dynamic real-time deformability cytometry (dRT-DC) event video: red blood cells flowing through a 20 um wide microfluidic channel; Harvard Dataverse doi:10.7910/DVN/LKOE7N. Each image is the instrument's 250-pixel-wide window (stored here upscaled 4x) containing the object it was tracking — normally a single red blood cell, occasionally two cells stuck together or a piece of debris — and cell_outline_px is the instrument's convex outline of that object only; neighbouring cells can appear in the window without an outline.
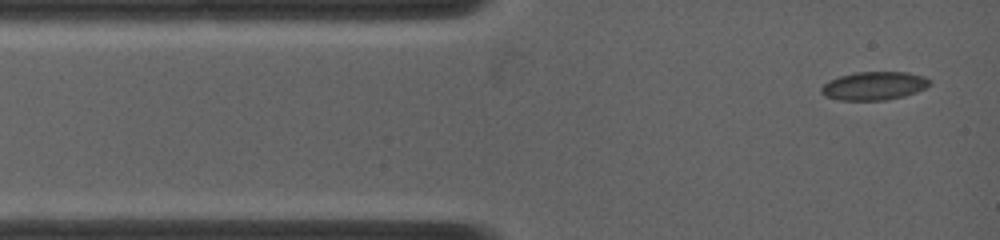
{"species": "common noctule bat (a hibernating species)", "species_latin": "Nyctalus noctula", "temperature_condition": "warm", "stored_images_in_passage": 12, "camera_frame_rate_fps": 5000, "um_per_image_px": 0.085, "animal": {"sex": "female", "body_mass_g": 19.0, "forearm_length_mm": 53.3}, "frame": {"image": 1, "passage_image": 1, "time_ms": 0.0, "image_size_px": [1000, 240], "cell_outline_px": [[928, 84], [924, 88], [916, 92], [904, 96], [888, 100], [840, 100], [824, 96], [820, 92], [820, 88], [824, 84], [840, 76], [856, 72], [904, 72], [924, 76], [928, 80]], "centroid_in_image_um": [74.26, 7.3], "position_along_channel_um": 10.7, "area_um2": 17.69}}
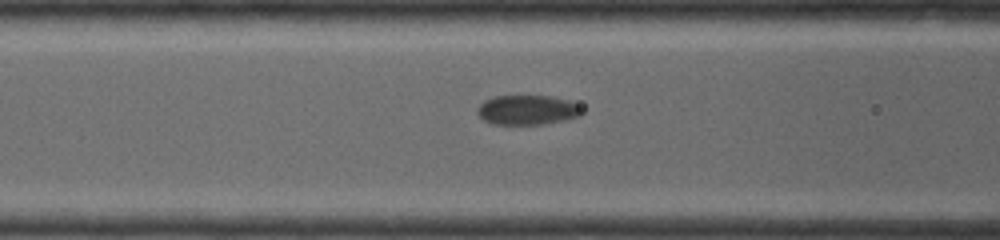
{"frame": {"image": 2, "passage_image": 9, "time_ms": 1.6, "image_size_px": [1000, 240], "cell_outline_px": [[580, 116], [564, 120], [544, 124], [492, 124], [484, 120], [476, 112], [476, 108], [484, 100], [492, 96], [552, 96], [568, 100], [576, 104], [580, 108]], "centroid_in_image_um": [44.77, 9.34], "position_along_channel_um": 121.8, "area_um2": 18.03}}
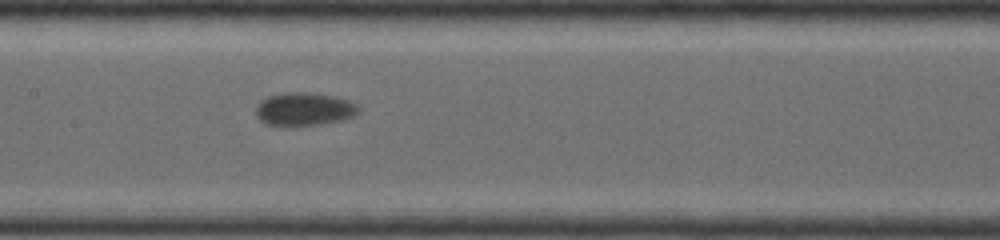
{"frame": {"image": 3, "passage_image": 12, "time_ms": 2.2, "image_size_px": [1000, 240], "cell_outline_px": [[356, 112], [352, 116], [340, 120], [320, 124], [292, 128], [284, 128], [268, 124], [260, 120], [256, 116], [256, 108], [268, 96], [284, 92], [312, 92], [332, 96], [348, 100], [356, 108]], "centroid_in_image_um": [25.76, 9.31], "position_along_channel_um": 181.6, "area_um2": 19.83}}